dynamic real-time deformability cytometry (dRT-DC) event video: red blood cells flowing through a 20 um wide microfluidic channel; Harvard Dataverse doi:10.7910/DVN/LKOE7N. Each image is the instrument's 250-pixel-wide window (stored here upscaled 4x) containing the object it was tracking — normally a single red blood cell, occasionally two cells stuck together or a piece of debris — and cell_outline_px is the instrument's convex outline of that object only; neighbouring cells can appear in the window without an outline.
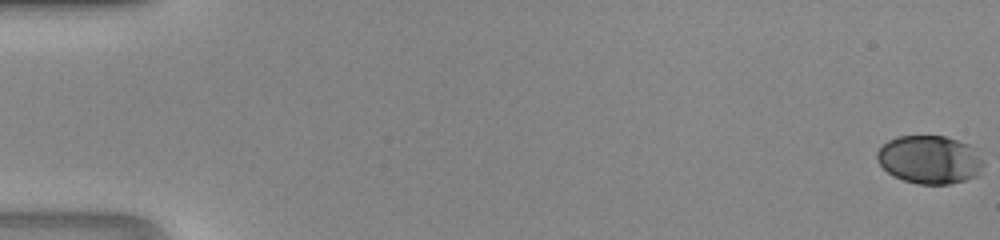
{"species": "human", "species_latin": "Homo sapiens", "temperature_condition": "room temperature", "stored_images_in_passage": 49, "camera_frame_rate_fps": 3000, "um_per_image_px": 0.085, "donor": {"sex": "male"}, "frame": {"image": 1, "passage_image": 1, "time_ms": 0.0, "image_size_px": [1000, 240], "cell_outline_px": [[984, 164], [976, 176], [964, 180], [948, 184], [916, 184], [904, 180], [888, 172], [880, 164], [876, 156], [876, 152], [888, 140], [896, 136], [944, 136], [968, 144], [984, 160]], "centroid_in_image_um": [79.01, 13.56], "position_along_channel_um": 6.0, "area_um2": 29.65}}
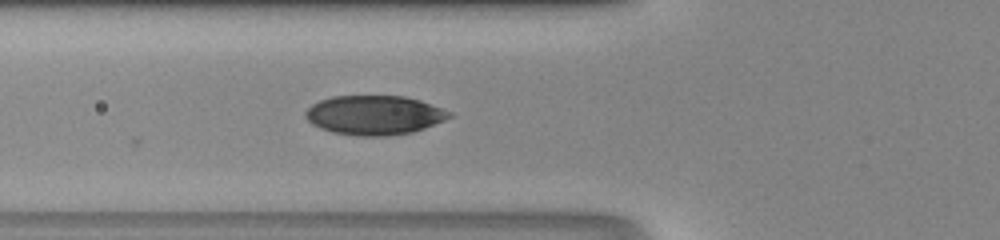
{"frame": {"image": 2, "passage_image": 20, "time_ms": 6.333, "image_size_px": [1000, 240], "cell_outline_px": [[456, 116], [424, 128], [412, 132], [388, 136], [356, 136], [332, 132], [320, 128], [312, 124], [304, 116], [304, 112], [312, 104], [320, 100], [332, 96], [404, 96], [420, 100], [452, 112]], "centroid_in_image_um": [31.83, 9.79], "position_along_channel_um": 94.0, "area_um2": 33.18}}
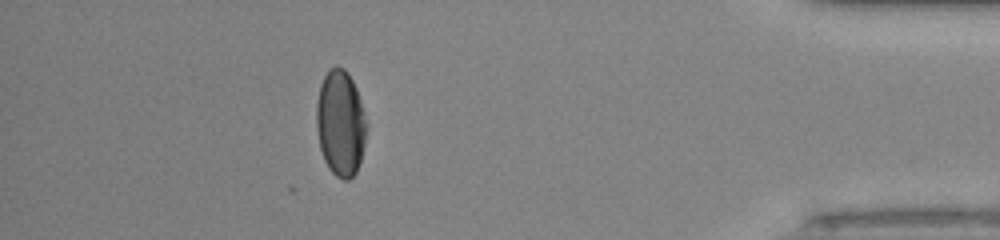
{"frame": {"image": 3, "passage_image": 44, "time_ms": 14.333, "image_size_px": [1000, 240], "cell_outline_px": [[368, 124], [360, 164], [356, 172], [348, 180], [344, 180], [336, 176], [328, 168], [324, 160], [320, 148], [316, 128], [316, 104], [320, 84], [328, 68], [344, 68], [348, 72], [356, 88]], "centroid_in_image_um": [28.94, 10.48], "position_along_channel_um": 406.3, "area_um2": 31.15}}